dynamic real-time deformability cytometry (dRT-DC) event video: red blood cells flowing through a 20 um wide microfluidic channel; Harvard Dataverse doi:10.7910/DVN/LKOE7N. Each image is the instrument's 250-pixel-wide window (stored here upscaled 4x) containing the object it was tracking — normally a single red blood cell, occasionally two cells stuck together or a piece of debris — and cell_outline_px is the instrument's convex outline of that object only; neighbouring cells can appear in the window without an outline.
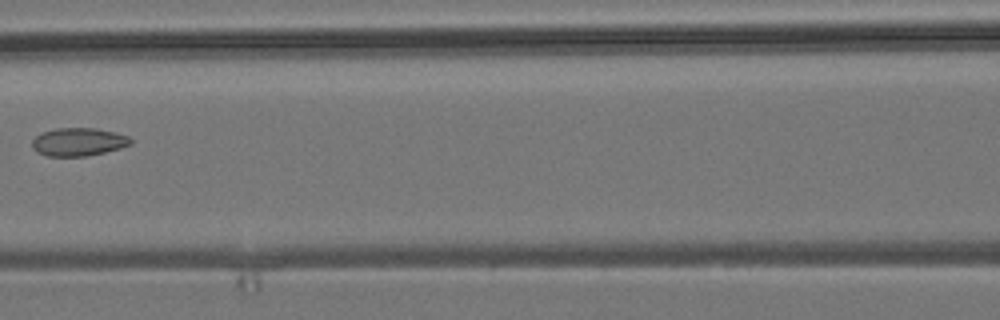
{"species": "common noctule bat (a hibernating species)", "species_latin": "Nyctalus noctula", "temperature_condition": "room temperature", "stored_images_in_passage": 6, "camera_frame_rate_fps": 3000, "um_per_image_px": 0.085, "animal": {"sex": "male", "body_mass_g": 19.2, "forearm_length_mm": 51.8}, "frame": {"image": 1, "passage_image": 6, "time_ms": 7.0, "image_size_px": [1000, 320], "cell_outline_px": [[132, 144], [120, 148], [104, 152], [84, 156], [48, 156], [36, 152], [32, 148], [32, 140], [40, 132], [56, 128], [96, 128], [116, 132], [128, 136], [132, 140]], "centroid_in_image_um": [6.65, 12.05], "position_along_channel_um": 160.0, "area_um2": 16.24}}